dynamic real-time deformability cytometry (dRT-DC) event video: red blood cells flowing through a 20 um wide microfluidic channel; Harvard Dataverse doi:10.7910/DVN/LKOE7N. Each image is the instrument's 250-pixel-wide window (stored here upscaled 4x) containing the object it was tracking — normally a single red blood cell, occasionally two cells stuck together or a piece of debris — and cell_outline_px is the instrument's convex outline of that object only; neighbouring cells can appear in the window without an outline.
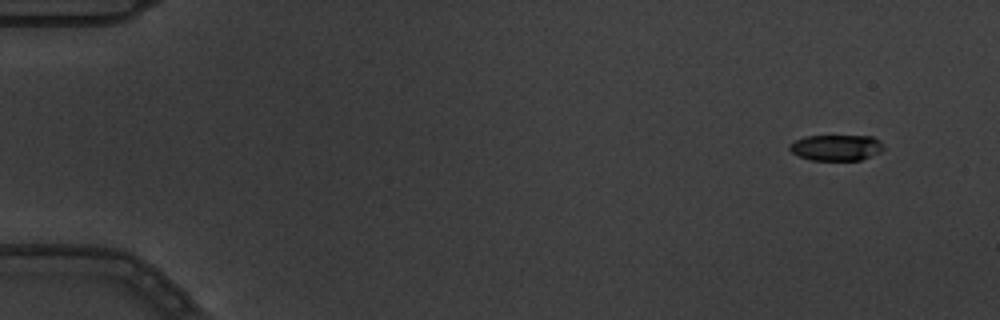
{"species": "common noctule bat (a hibernating species)", "species_latin": "Nyctalus noctula", "temperature_condition": "warm", "stored_images_in_passage": 4, "camera_frame_rate_fps": 3000, "um_per_image_px": 0.085, "animal": {"sex": "male", "body_mass_g": 19.5, "forearm_length_mm": 54.6}, "frame": {"image": 1, "passage_image": 1, "time_ms": 0.0, "image_size_px": [1000, 320], "cell_outline_px": [[884, 148], [880, 152], [860, 160], [812, 160], [800, 156], [792, 152], [788, 148], [788, 144], [804, 136], [872, 136], [880, 140]], "centroid_in_image_um": [71.07, 12.54], "position_along_channel_um": 13.9, "area_um2": 14.16}}
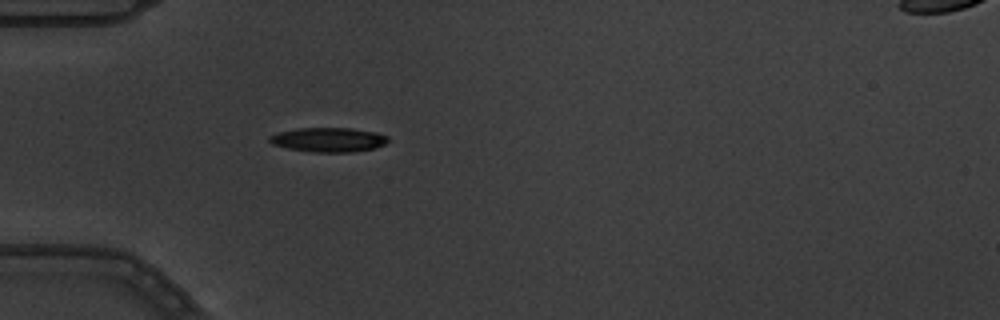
{"frame": {"image": 2, "passage_image": 4, "time_ms": 1.0, "image_size_px": [1000, 320], "cell_outline_px": [[388, 140], [384, 144], [376, 148], [352, 152], [312, 152], [288, 148], [272, 144], [268, 140], [268, 136], [280, 132], [296, 128], [352, 128], [376, 132], [388, 136]], "centroid_in_image_um": [27.93, 11.87], "position_along_channel_um": 57.1, "area_um2": 16.88}}